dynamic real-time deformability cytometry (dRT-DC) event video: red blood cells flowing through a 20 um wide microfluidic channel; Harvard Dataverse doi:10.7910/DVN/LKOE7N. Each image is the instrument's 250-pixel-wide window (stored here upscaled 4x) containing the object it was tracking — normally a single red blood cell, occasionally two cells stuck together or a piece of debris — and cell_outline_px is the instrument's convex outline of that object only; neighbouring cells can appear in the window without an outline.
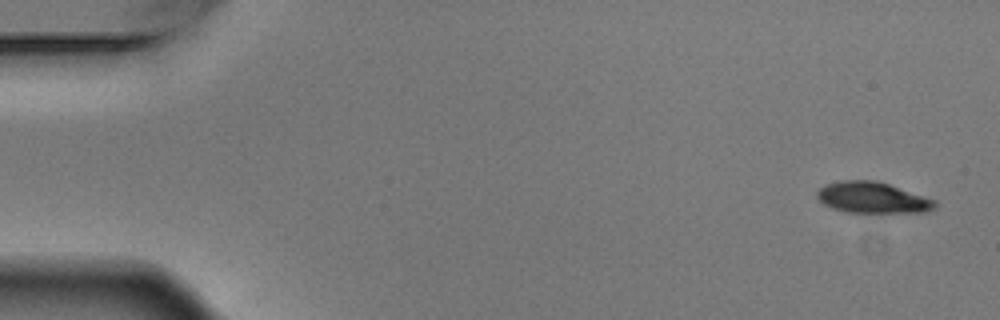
{"species": "Egyptian fruit bat (a non-hibernating species)", "species_latin": "Rousettus aegyptiacus", "temperature_condition": "warm", "stored_images_in_passage": 5, "camera_frame_rate_fps": 3000, "um_per_image_px": 0.085, "animal": {"sex": "male"}, "frame": {"image": 1, "passage_image": 1, "time_ms": 0.0, "image_size_px": [1000, 320], "cell_outline_px": [[936, 208], [928, 212], [848, 212], [832, 208], [824, 204], [816, 196], [816, 192], [824, 184], [840, 180], [876, 180], [936, 200]], "centroid_in_image_um": [74.15, 16.79], "position_along_channel_um": 10.9, "area_um2": 21.33}}
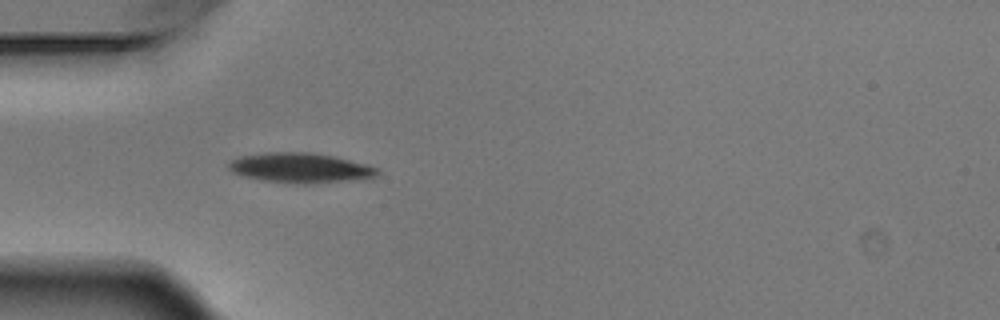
{"frame": {"image": 2, "passage_image": 5, "time_ms": 1.333, "image_size_px": [1000, 320], "cell_outline_px": [[380, 172], [376, 176], [348, 180], [308, 184], [304, 184], [264, 180], [244, 176], [232, 172], [228, 168], [228, 164], [232, 160], [240, 156], [268, 152], [312, 152], [332, 156], [364, 164], [376, 168]], "centroid_in_image_um": [25.48, 14.26], "position_along_channel_um": 59.5, "area_um2": 25.43}}